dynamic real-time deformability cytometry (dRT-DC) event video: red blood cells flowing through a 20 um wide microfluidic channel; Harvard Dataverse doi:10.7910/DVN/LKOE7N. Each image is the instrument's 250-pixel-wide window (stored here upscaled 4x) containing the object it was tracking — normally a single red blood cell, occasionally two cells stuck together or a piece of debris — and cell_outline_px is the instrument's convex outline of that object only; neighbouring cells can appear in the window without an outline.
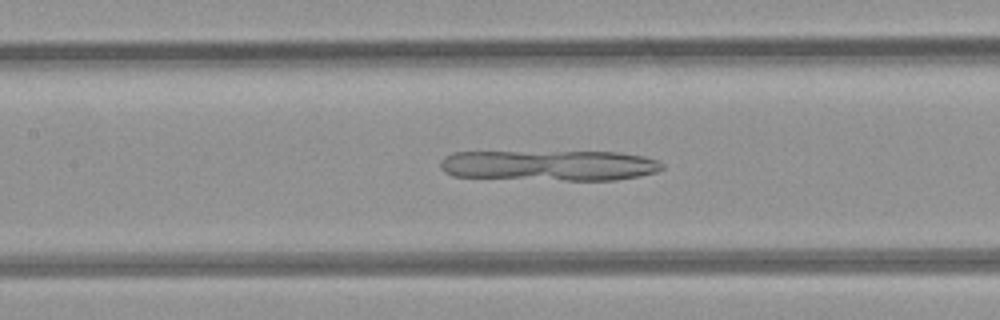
{"species": "common noctule bat (a hibernating species)", "species_latin": "Nyctalus noctula", "temperature_condition": "room temperature", "stored_images_in_passage": 47, "camera_frame_rate_fps": 3000, "um_per_image_px": 0.085, "animal": {"sex": "female", "body_mass_g": 21.9}, "frame": {"image": 1, "passage_image": 21, "time_ms": 6.667, "image_size_px": [1000, 320], "cell_outline_px": [[664, 168], [656, 172], [616, 180], [564, 180], [452, 176], [444, 172], [440, 168], [440, 160], [444, 156], [456, 152], [620, 152], [644, 156], [656, 160], [664, 164]], "centroid_in_image_um": [46.7, 14.05], "position_along_channel_um": 160.7, "area_um2": 39.54}}
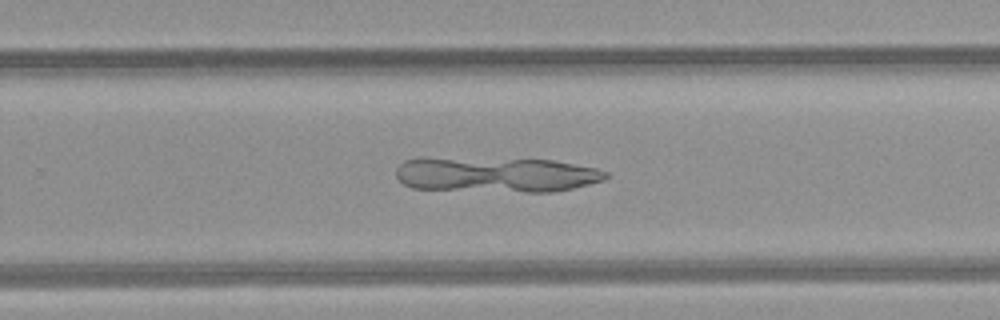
{"frame": {"image": 2, "passage_image": 30, "time_ms": 9.667, "image_size_px": [1000, 320], "cell_outline_px": [[608, 176], [604, 180], [572, 188], [552, 192], [528, 192], [412, 188], [404, 184], [396, 176], [396, 168], [404, 160], [416, 156], [424, 156], [552, 160], [596, 168], [608, 172]], "centroid_in_image_um": [42.09, 14.81], "position_along_channel_um": 287.7, "area_um2": 43.64}}
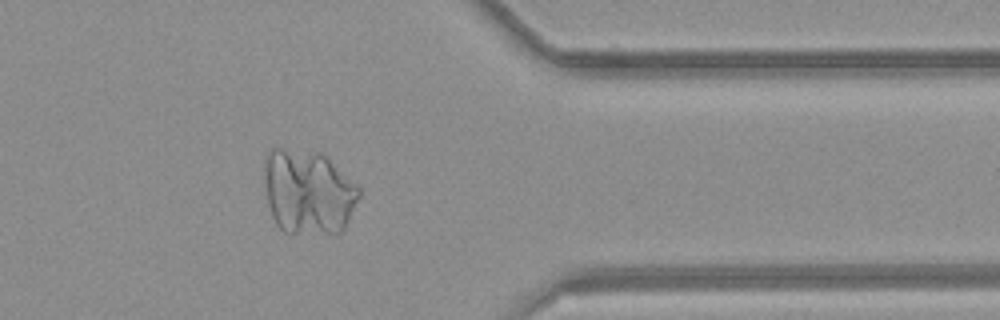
{"frame": {"image": 3, "passage_image": 38, "time_ms": 12.333, "image_size_px": [1000, 320], "cell_outline_px": [[360, 196], [344, 228], [340, 232], [284, 232], [276, 224], [272, 216], [268, 204], [264, 184], [264, 160], [268, 152], [272, 148], [280, 148], [320, 152], [356, 184], [360, 188]], "centroid_in_image_um": [26.16, 16.29], "position_along_channel_um": 385.2, "area_um2": 46.41}}